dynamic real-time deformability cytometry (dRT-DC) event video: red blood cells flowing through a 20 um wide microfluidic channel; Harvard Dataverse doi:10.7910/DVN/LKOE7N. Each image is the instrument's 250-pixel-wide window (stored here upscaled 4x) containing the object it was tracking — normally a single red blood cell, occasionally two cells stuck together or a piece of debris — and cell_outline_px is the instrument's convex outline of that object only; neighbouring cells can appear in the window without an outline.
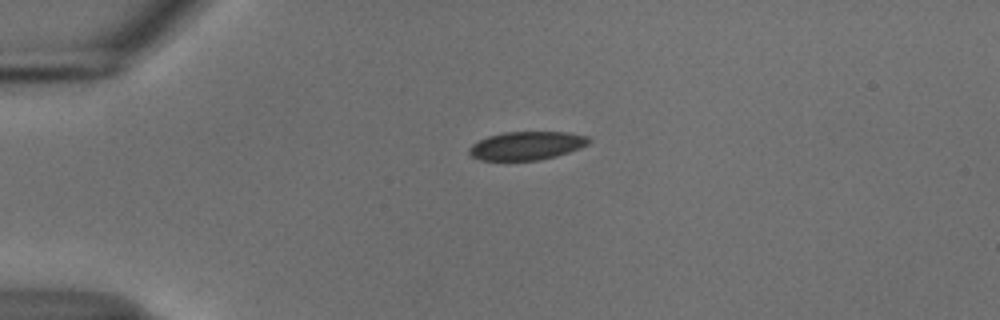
{"species": "common noctule bat (a hibernating species)", "species_latin": "Nyctalus noctula", "temperature_condition": "cold", "stored_images_in_passage": 42, "camera_frame_rate_fps": 3000, "um_per_image_px": 0.085, "animal": {"sex": "male", "body_mass_g": 18.8}, "frame": {"image": 1, "passage_image": 1, "time_ms": 0.0, "image_size_px": [1000, 320], "cell_outline_px": [[592, 140], [588, 144], [580, 148], [556, 156], [540, 160], [480, 160], [472, 156], [468, 152], [468, 148], [472, 144], [488, 136], [504, 132], [568, 132], [588, 136]], "centroid_in_image_um": [44.78, 12.38], "position_along_channel_um": 40.2, "area_um2": 19.83}}
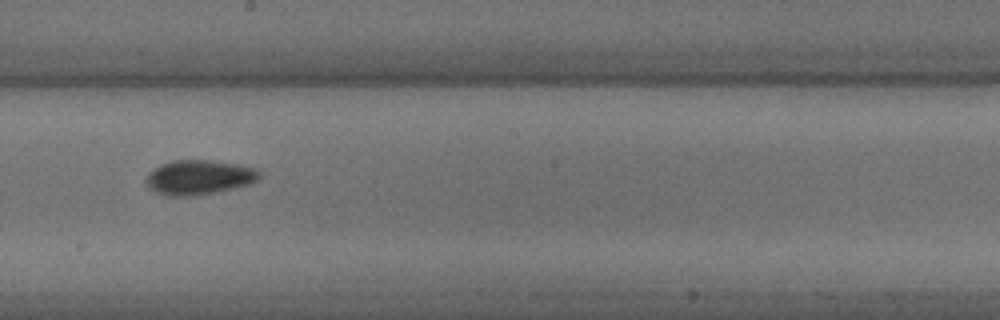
{"frame": {"image": 2, "passage_image": 19, "time_ms": 6.0, "image_size_px": [1000, 320], "cell_outline_px": [[260, 176], [256, 180], [248, 184], [236, 188], [216, 192], [192, 196], [168, 196], [156, 192], [148, 188], [144, 180], [148, 172], [160, 164], [172, 160], [208, 160], [240, 164], [256, 168], [260, 172]], "centroid_in_image_um": [16.88, 15.07], "position_along_channel_um": 231.3, "area_um2": 23.12}}
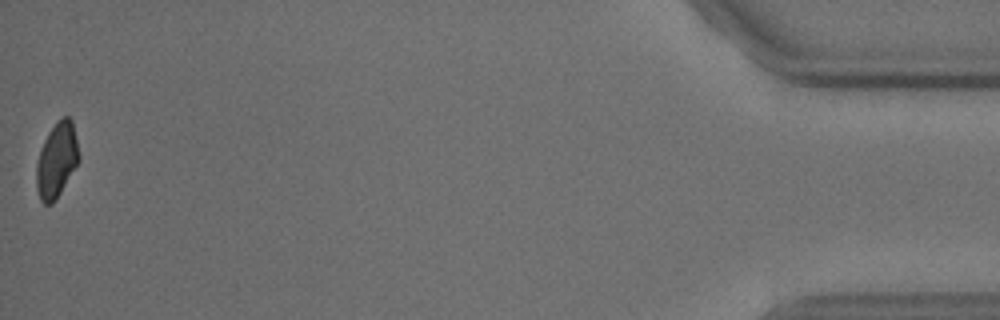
{"frame": {"image": 3, "passage_image": 42, "time_ms": 13.667, "image_size_px": [1000, 320], "cell_outline_px": [[80, 160], [56, 200], [52, 204], [44, 204], [40, 200], [36, 188], [36, 164], [44, 140], [48, 132], [56, 120], [64, 116], [68, 116], [72, 120], [80, 156]], "centroid_in_image_um": [4.82, 13.61], "position_along_channel_um": 430.4, "area_um2": 18.73}, "authors_computed_cell_mechanics": {"area_um2": 20.7213, "velocity_mm_per_s": 3.7359, "shape_relaxation_time_tau1_ms": 4.2753, "shape_relaxation_time_tau2_ms": 2.4086, "deformation_change_tau1": 0.0895, "deformation_change_tau2": 0.0624}}